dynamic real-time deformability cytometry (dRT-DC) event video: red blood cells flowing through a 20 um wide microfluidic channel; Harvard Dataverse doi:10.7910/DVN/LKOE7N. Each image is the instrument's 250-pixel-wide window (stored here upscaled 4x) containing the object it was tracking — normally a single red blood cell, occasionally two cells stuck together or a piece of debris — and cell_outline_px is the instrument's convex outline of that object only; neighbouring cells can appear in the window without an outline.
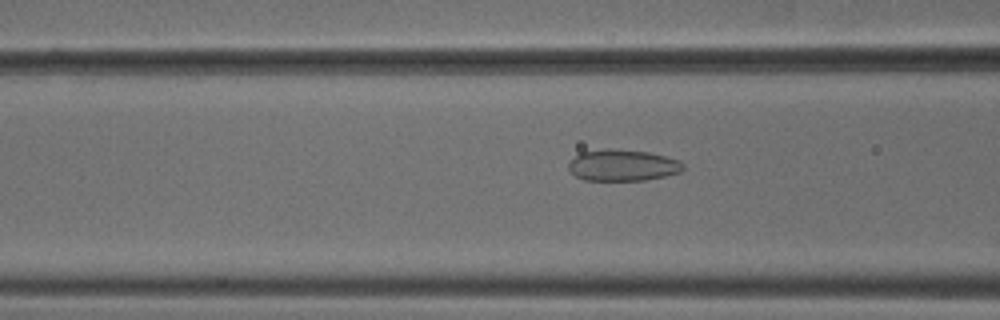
{"species": "common noctule bat (a hibernating species)", "species_latin": "Nyctalus noctula", "temperature_condition": "cold", "stored_images_in_passage": 37, "camera_frame_rate_fps": 3000, "um_per_image_px": 0.085, "animal": {"sex": "male", "body_mass_g": 18.8}, "frame": {"image": 1, "passage_image": 5, "time_ms": 1.333, "image_size_px": [1000, 320], "cell_outline_px": [[684, 168], [680, 172], [664, 176], [644, 180], [584, 180], [576, 176], [568, 168], [568, 164], [580, 152], [608, 148], [616, 148], [648, 152], [680, 160], [684, 164]], "centroid_in_image_um": [52.93, 14.04], "position_along_channel_um": 113.7, "area_um2": 20.98}}
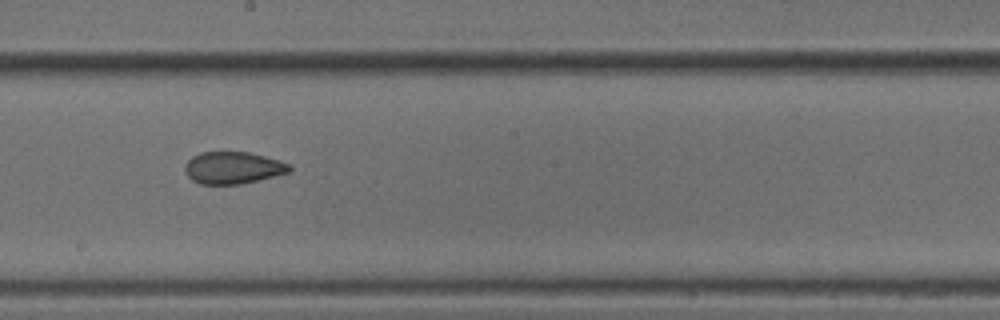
{"frame": {"image": 2, "passage_image": 14, "time_ms": 4.333, "image_size_px": [1000, 320], "cell_outline_px": [[292, 172], [240, 184], [200, 184], [192, 180], [188, 176], [184, 168], [184, 164], [192, 156], [200, 152], [248, 152], [280, 160], [288, 164], [292, 168]], "centroid_in_image_um": [19.8, 14.26], "position_along_channel_um": 228.4, "area_um2": 19.59}}
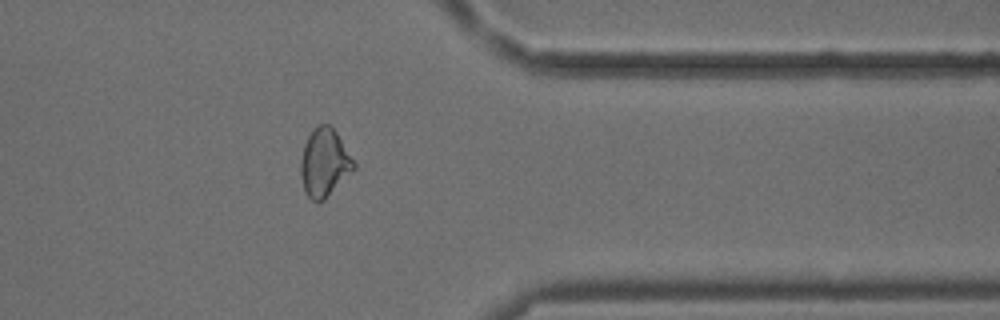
{"frame": {"image": 3, "passage_image": 27, "time_ms": 8.667, "image_size_px": [1000, 320], "cell_outline_px": [[356, 168], [324, 200], [312, 200], [308, 196], [304, 188], [300, 176], [300, 160], [304, 144], [308, 136], [320, 124], [332, 124], [356, 164]], "centroid_in_image_um": [27.58, 13.81], "position_along_channel_um": 383.8, "area_um2": 20.98}, "authors_computed_cell_mechanics": {"area_um2": 20.0566, "velocity_mm_per_s": 3.812, "shape_relaxation_time_tau1_ms": null, "shape_relaxation_time_tau2_ms": 1.7973, "deformation_change_tau1": null, "deformation_change_tau2": 0.0862}}